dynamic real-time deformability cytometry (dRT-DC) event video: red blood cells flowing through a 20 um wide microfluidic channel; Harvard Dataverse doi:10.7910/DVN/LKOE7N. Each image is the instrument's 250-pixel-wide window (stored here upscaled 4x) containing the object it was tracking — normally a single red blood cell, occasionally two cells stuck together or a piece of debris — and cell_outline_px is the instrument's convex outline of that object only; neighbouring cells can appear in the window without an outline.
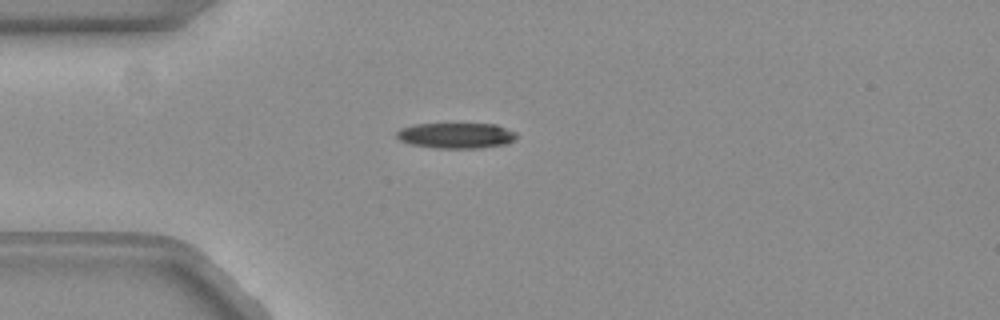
{"species": "common noctule bat (a hibernating species)", "species_latin": "Nyctalus noctula", "temperature_condition": "warm", "stored_images_in_passage": 41, "camera_frame_rate_fps": 3000, "um_per_image_px": 0.085, "animal": {"sex": "female", "body_mass_g": 19.3, "forearm_length_mm": 54.1}, "frame": {"image": 1, "passage_image": 2, "time_ms": 0.333, "image_size_px": [1000, 320], "cell_outline_px": [[516, 136], [512, 140], [504, 144], [476, 148], [436, 148], [412, 144], [400, 140], [396, 136], [396, 132], [400, 128], [412, 124], [496, 124], [516, 132]], "centroid_in_image_um": [38.73, 11.51], "position_along_channel_um": 46.3, "area_um2": 17.69}}
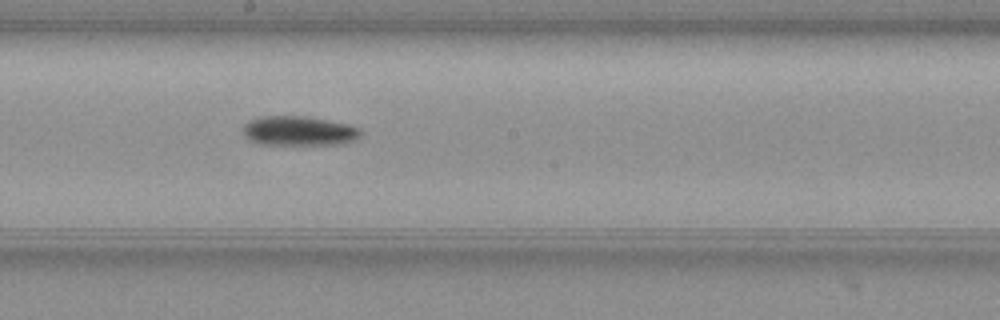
{"frame": {"image": 2, "passage_image": 17, "time_ms": 5.333, "image_size_px": [1000, 320], "cell_outline_px": [[360, 136], [356, 140], [340, 144], [260, 144], [248, 140], [244, 136], [244, 124], [248, 120], [260, 116], [308, 116], [348, 124], [360, 128]], "centroid_in_image_um": [25.39, 11.12], "position_along_channel_um": 222.8, "area_um2": 20.35}}
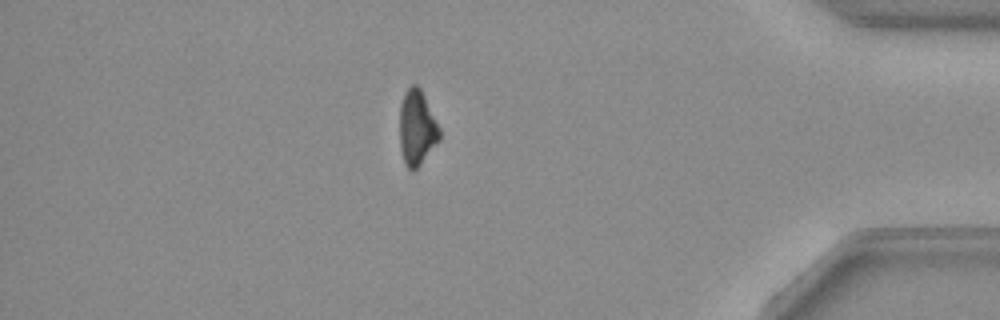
{"frame": {"image": 3, "passage_image": 34, "time_ms": 11.0, "image_size_px": [1000, 320], "cell_outline_px": [[440, 140], [420, 164], [412, 172], [404, 164], [400, 148], [400, 104], [404, 92], [412, 84], [416, 84], [420, 88], [440, 128]], "centroid_in_image_um": [35.43, 10.87], "position_along_channel_um": 399.8, "area_um2": 17.46}}